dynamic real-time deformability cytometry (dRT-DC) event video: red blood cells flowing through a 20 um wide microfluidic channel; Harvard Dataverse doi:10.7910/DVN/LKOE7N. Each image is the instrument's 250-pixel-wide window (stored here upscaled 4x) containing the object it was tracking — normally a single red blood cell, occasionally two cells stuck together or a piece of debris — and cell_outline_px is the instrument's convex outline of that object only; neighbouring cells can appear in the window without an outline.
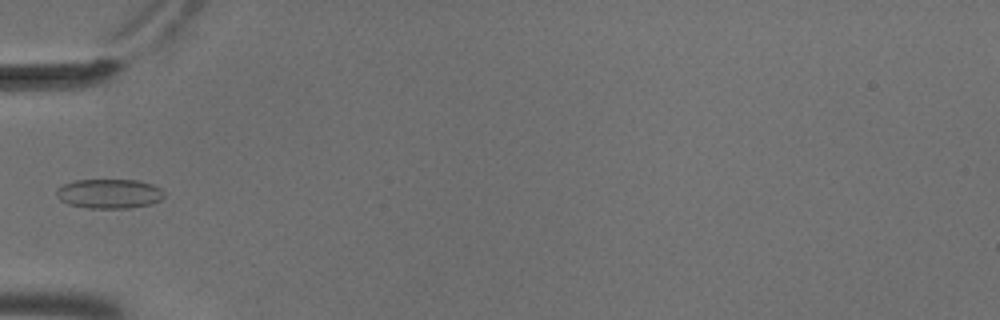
{"species": "common noctule bat (a hibernating species)", "species_latin": "Nyctalus noctula", "temperature_condition": "cold", "stored_images_in_passage": 7, "camera_frame_rate_fps": 3000, "um_per_image_px": 0.085, "animal": {"sex": "male", "body_mass_g": 18.8}, "frame": {"image": 1, "passage_image": 6, "time_ms": 1.667, "image_size_px": [1000, 320], "cell_outline_px": [[164, 196], [160, 200], [152, 204], [128, 208], [88, 208], [68, 204], [60, 200], [56, 196], [56, 192], [64, 184], [76, 180], [140, 180], [152, 184], [160, 188], [164, 192]], "centroid_in_image_um": [9.31, 16.46], "position_along_channel_um": 75.7, "area_um2": 18.5}}